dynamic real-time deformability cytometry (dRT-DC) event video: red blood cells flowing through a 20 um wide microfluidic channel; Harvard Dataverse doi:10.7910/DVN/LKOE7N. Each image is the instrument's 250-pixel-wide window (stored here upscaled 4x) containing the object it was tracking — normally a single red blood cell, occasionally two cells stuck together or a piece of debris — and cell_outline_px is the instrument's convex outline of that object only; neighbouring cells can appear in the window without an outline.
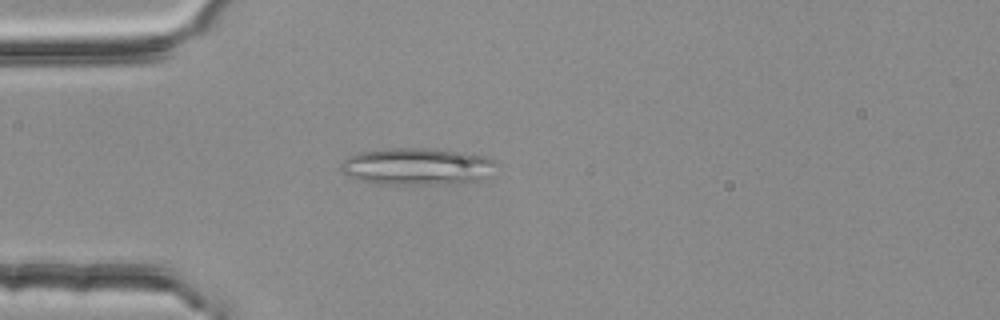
{"species": "common noctule bat (a hibernating species)", "species_latin": "Nyctalus noctula", "temperature_condition": "room temperature", "stored_images_in_passage": 47, "segment_of_instrument_passage": [1, 2], "camera_frame_rate_fps": 3000, "um_per_image_px": 0.085, "animal": {"sex": "female", "body_mass_g": 25.1}, "frame": {"image": 1, "passage_image": 14, "time_ms": 4.333, "image_size_px": [1000, 320], "cell_outline_px": [[500, 164], [492, 176], [484, 180], [456, 184], [380, 184], [360, 180], [348, 176], [340, 168], [340, 164], [348, 156], [360, 152], [392, 148], [428, 148], [472, 152], [484, 156]], "centroid_in_image_um": [35.58, 14.15], "position_along_channel_um": 49.4, "area_um2": 34.33}}